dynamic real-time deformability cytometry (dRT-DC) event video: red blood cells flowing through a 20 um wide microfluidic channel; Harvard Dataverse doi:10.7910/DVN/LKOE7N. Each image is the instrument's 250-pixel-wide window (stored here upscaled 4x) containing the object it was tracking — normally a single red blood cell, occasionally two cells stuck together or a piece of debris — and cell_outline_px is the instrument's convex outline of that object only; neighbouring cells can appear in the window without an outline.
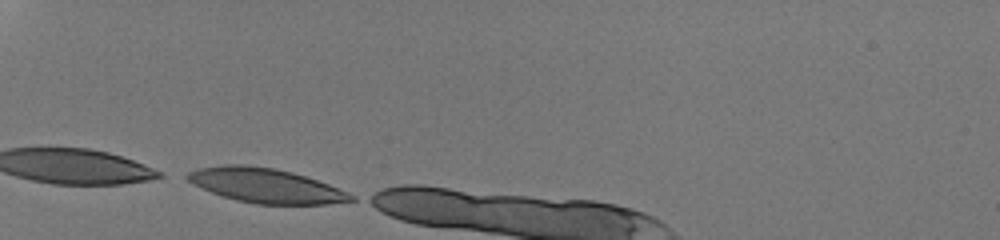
{"species": "human", "species_latin": "Homo sapiens", "temperature_condition": "room temperature", "stored_images_in_passage": 15, "camera_frame_rate_fps": 3000, "um_per_image_px": 0.085, "donor": {"sex": "male"}, "frame": {"image": 1, "passage_image": 1, "time_ms": 0.0, "image_size_px": [1000, 240], "cell_outline_px": [[356, 200], [328, 204], [256, 204], [236, 200], [212, 192], [180, 176], [188, 172], [200, 168], [224, 164], [244, 164], [276, 168], [292, 172], [328, 184], [348, 192], [356, 196]], "centroid_in_image_um": [22.59, 15.76], "position_along_channel_um": 62.4, "area_um2": 32.71}}
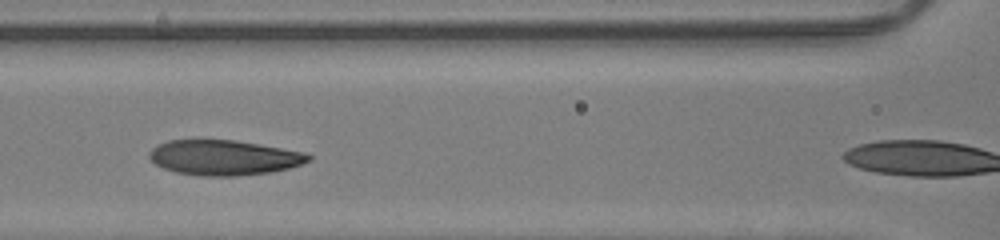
{"frame": {"image": 2, "passage_image": 9, "time_ms": 2.667, "image_size_px": [1000, 240], "cell_outline_px": [[312, 160], [288, 168], [272, 172], [236, 176], [200, 176], [176, 172], [164, 168], [156, 164], [148, 156], [148, 152], [152, 148], [168, 140], [200, 136], [236, 140], [304, 152], [312, 156]], "centroid_in_image_um": [18.98, 13.35], "position_along_channel_um": 147.6, "area_um2": 33.47}}
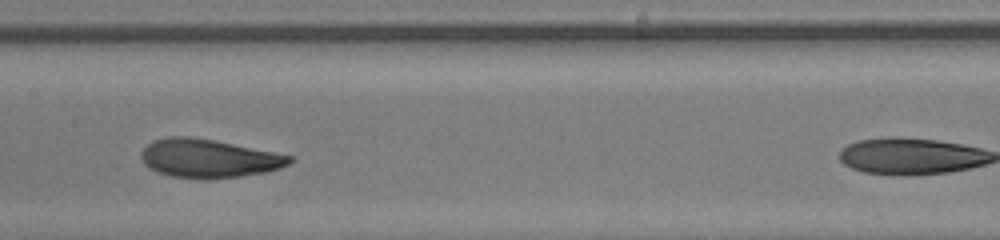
{"frame": {"image": 3, "passage_image": 12, "time_ms": 3.667, "image_size_px": [1000, 240], "cell_outline_px": [[292, 160], [288, 164], [280, 168], [264, 172], [240, 176], [172, 176], [148, 168], [144, 164], [140, 156], [140, 152], [152, 140], [168, 136], [192, 136], [216, 140], [292, 156]], "centroid_in_image_um": [17.69, 13.41], "position_along_channel_um": 189.7, "area_um2": 32.43}}